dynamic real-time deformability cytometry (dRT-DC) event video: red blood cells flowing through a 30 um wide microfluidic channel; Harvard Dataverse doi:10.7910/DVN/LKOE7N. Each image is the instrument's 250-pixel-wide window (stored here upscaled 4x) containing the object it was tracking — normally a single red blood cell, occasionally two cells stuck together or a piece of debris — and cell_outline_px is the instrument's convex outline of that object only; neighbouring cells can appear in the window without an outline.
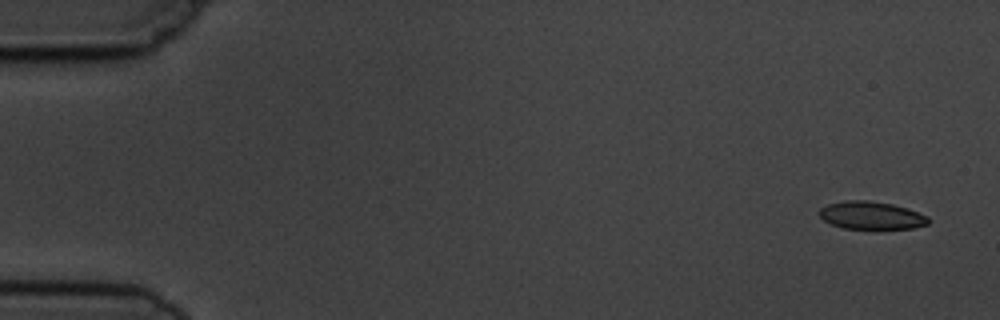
{"species": "common noctule bat (a hibernating species)", "species_latin": "Nyctalus noctula", "temperature_condition": "cold", "stored_images_in_passage": 4, "camera_frame_rate_fps": 3000, "um_per_image_px": 0.085, "animal": {"sex": "male", "body_mass_g": 19.5, "forearm_length_mm": 54.6}, "frame": {"image": 1, "passage_image": 1, "time_ms": 0.0, "image_size_px": [1000, 320], "cell_outline_px": [[928, 224], [912, 228], [844, 228], [832, 224], [824, 220], [820, 216], [820, 208], [828, 204], [844, 200], [868, 200], [892, 204], [908, 208], [928, 216]], "centroid_in_image_um": [74.06, 18.29], "position_along_channel_um": 10.9, "area_um2": 17.46}}